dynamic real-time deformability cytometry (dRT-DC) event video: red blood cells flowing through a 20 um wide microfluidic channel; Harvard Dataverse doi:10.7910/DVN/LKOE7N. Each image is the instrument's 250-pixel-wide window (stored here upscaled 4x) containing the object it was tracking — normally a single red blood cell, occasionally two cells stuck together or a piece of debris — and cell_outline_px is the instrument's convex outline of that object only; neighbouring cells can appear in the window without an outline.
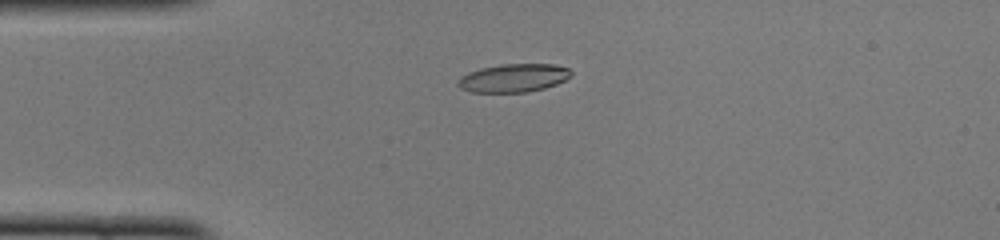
{"species": "common noctule bat (a hibernating species)", "species_latin": "Nyctalus noctula", "temperature_condition": "cold", "stored_images_in_passage": 50, "camera_frame_rate_fps": 3000, "um_per_image_px": 0.085, "animal": {"sex": "female", "body_mass_g": 22.0, "forearm_length_mm": 56.7}, "frame": {"image": 1, "passage_image": 12, "time_ms": 3.667, "image_size_px": [1000, 240], "cell_outline_px": [[572, 76], [556, 84], [544, 88], [528, 92], [472, 92], [460, 88], [456, 84], [460, 76], [468, 72], [480, 68], [500, 64], [552, 64], [568, 68], [572, 72]], "centroid_in_image_um": [43.63, 6.62], "position_along_channel_um": 41.4, "area_um2": 18.73}}
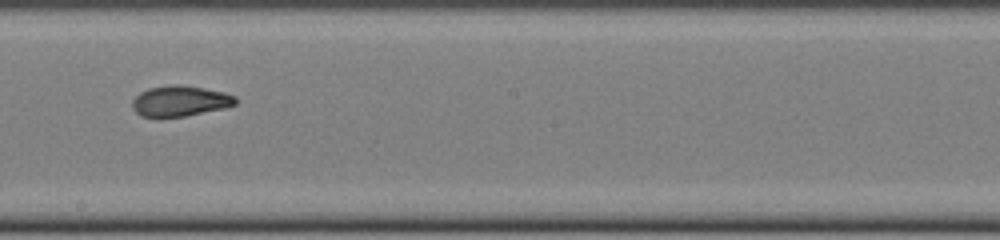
{"frame": {"image": 2, "passage_image": 28, "time_ms": 9.0, "image_size_px": [1000, 240], "cell_outline_px": [[236, 104], [224, 108], [184, 116], [160, 120], [156, 120], [140, 116], [132, 108], [132, 100], [140, 92], [148, 88], [172, 84], [180, 84], [204, 88], [224, 92], [236, 96]], "centroid_in_image_um": [15.24, 8.62], "position_along_channel_um": 233.0, "area_um2": 19.02}}
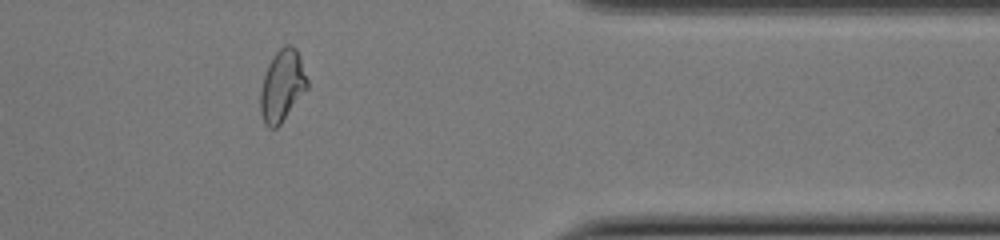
{"frame": {"image": 3, "passage_image": 41, "time_ms": 13.333, "image_size_px": [1000, 240], "cell_outline_px": [[308, 88], [280, 124], [276, 128], [268, 128], [264, 124], [260, 112], [260, 88], [268, 64], [276, 52], [284, 44], [292, 44], [296, 48], [300, 56], [308, 80]], "centroid_in_image_um": [23.98, 7.28], "position_along_channel_um": 387.4, "area_um2": 19.71}, "authors_computed_cell_mechanics": {"area_um2": 18.7272, "velocity_mm_per_s": 3.9944, "shape_relaxation_time_tau1_ms": 5.1839, "shape_relaxation_time_tau2_ms": 2.0274, "deformation_change_tau1": 0.1907, "deformation_change_tau2": 0.0864}}